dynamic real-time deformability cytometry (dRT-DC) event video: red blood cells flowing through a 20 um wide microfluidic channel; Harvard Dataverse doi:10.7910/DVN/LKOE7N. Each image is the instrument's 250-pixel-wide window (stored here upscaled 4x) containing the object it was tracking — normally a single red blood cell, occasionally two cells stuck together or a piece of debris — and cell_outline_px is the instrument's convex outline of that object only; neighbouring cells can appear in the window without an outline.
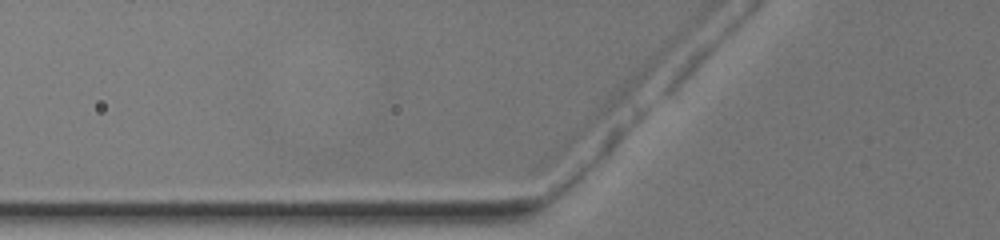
{"species": "common noctule bat (a hibernating species)", "species_latin": "Nyctalus noctula", "temperature_condition": "warm", "stored_images_in_passage": 4, "camera_frame_rate_fps": 3000, "um_per_image_px": 0.085, "animal": {"sex": "female", "body_mass_g": 19.5, "forearm_length_mm": 54.1}, "frame": {"image": 1, "passage_image": 3, "time_ms": 0.667, "image_size_px": [1000, 240], "cell_outline_px": [[620, 136], [616, 144], [580, 184], [568, 192], [556, 196], [556, 184], [564, 172], [612, 128], [620, 128]], "centroid_in_image_um": [49.92, 13.81], "position_along_channel_um": 75.9, "area_um2": 10.12}}